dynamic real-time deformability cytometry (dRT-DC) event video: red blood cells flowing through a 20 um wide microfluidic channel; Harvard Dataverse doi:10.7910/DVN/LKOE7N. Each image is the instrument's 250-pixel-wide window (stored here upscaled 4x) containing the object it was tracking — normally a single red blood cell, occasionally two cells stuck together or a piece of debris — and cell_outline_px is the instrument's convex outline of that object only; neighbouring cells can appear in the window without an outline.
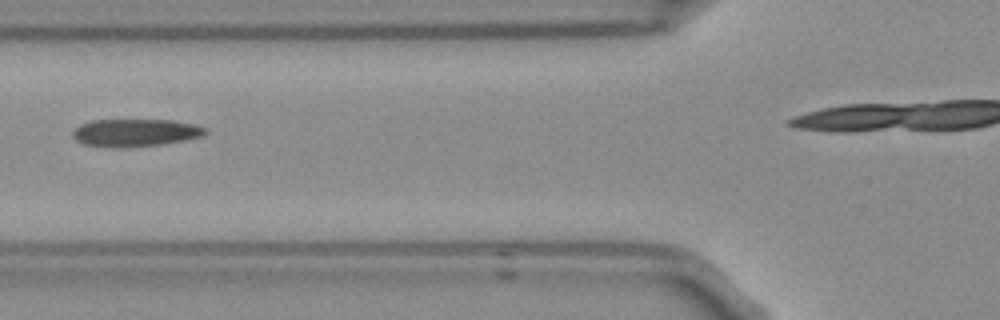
{"species": "Egyptian fruit bat (a non-hibernating species)", "species_latin": "Rousettus aegyptiacus", "temperature_condition": "room temperature", "stored_images_in_passage": 3, "camera_frame_rate_fps": 3000, "um_per_image_px": 0.085, "frame": {"image": 1, "passage_image": 2, "time_ms": 0.333, "image_size_px": [1000, 320], "cell_outline_px": [[208, 132], [204, 136], [184, 140], [160, 144], [116, 148], [112, 148], [84, 144], [76, 140], [72, 136], [72, 132], [80, 124], [92, 120], [172, 120], [196, 124], [208, 128]], "centroid_in_image_um": [11.53, 11.27], "position_along_channel_um": 114.3, "area_um2": 21.44}}